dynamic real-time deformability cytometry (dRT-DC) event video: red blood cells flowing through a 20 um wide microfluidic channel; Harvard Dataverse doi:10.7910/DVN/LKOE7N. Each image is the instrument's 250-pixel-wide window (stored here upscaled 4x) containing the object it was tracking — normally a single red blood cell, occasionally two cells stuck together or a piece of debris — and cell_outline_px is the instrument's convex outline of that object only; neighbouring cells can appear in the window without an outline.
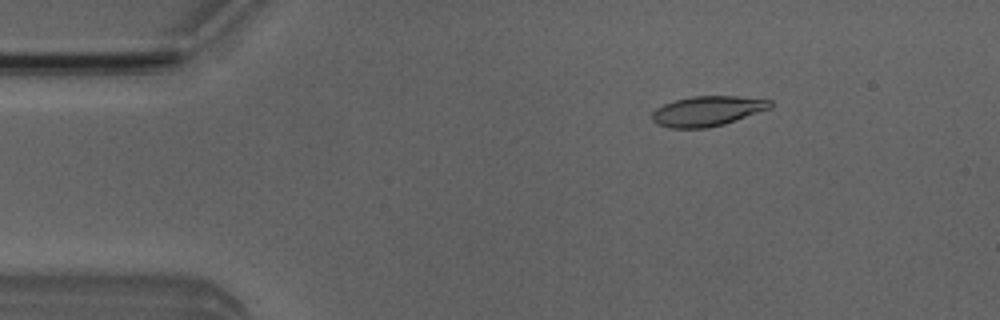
{"species": "Egyptian fruit bat (a non-hibernating species)", "species_latin": "Rousettus aegyptiacus", "temperature_condition": "room temperature", "stored_images_in_passage": 5, "camera_frame_rate_fps": 3000, "um_per_image_px": 0.085, "animal": {"sex": "male"}, "frame": {"image": 1, "passage_image": 3, "time_ms": 2.333, "image_size_px": [1000, 320], "cell_outline_px": [[772, 108], [724, 124], [708, 128], [668, 128], [656, 124], [652, 120], [652, 112], [656, 108], [664, 104], [676, 100], [692, 96], [736, 96], [772, 100]], "centroid_in_image_um": [60.13, 9.44], "position_along_channel_um": 24.9, "area_um2": 20.75}}